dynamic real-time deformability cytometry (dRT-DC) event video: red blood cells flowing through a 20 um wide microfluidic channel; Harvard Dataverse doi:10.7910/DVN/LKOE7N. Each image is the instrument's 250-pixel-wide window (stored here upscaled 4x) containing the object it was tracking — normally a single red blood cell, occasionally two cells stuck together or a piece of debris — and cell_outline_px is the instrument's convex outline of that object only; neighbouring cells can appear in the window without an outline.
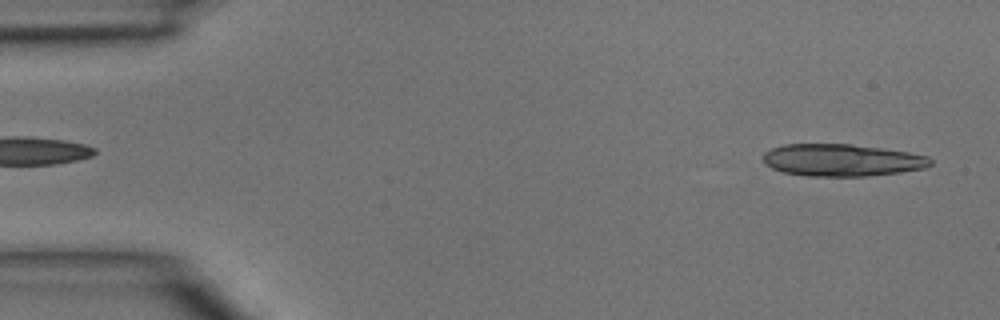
{"species": "common noctule bat (a hibernating species)", "species_latin": "Nyctalus noctula", "temperature_condition": "room temperature", "stored_images_in_passage": 45, "camera_frame_rate_fps": 3000, "um_per_image_px": 0.085, "animal": {"sex": "male", "body_mass_g": 15.6}, "frame": {"image": 1, "passage_image": 1, "time_ms": 0.0, "image_size_px": [1000, 320], "cell_outline_px": [[932, 164], [924, 168], [900, 172], [864, 176], [808, 176], [784, 172], [772, 168], [764, 164], [764, 152], [772, 148], [784, 144], [848, 144], [880, 148], [908, 152], [928, 156], [932, 160]], "centroid_in_image_um": [71.55, 13.61], "position_along_channel_um": 13.5, "area_um2": 31.21}}
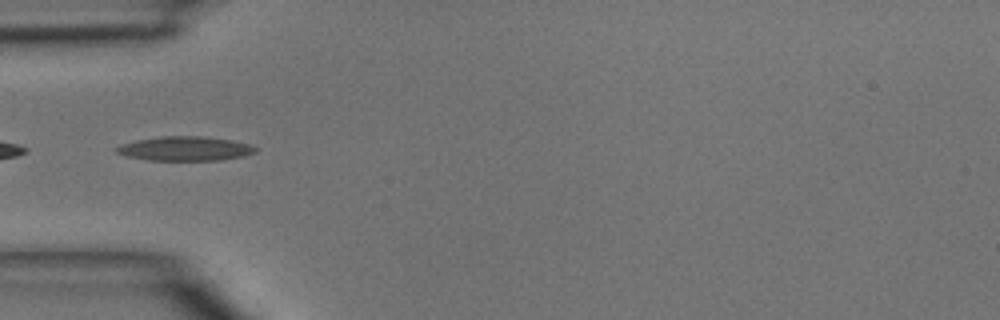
{"frame": {"image": 2, "passage_image": 13, "time_ms": 4.0, "image_size_px": [1000, 320], "cell_outline_px": [[256, 152], [240, 156], [220, 160], [148, 160], [128, 156], [116, 152], [116, 148], [120, 144], [136, 140], [160, 136], [204, 136], [232, 140], [248, 144], [256, 148]], "centroid_in_image_um": [15.7, 12.62], "position_along_channel_um": 69.3, "area_um2": 19.48}}
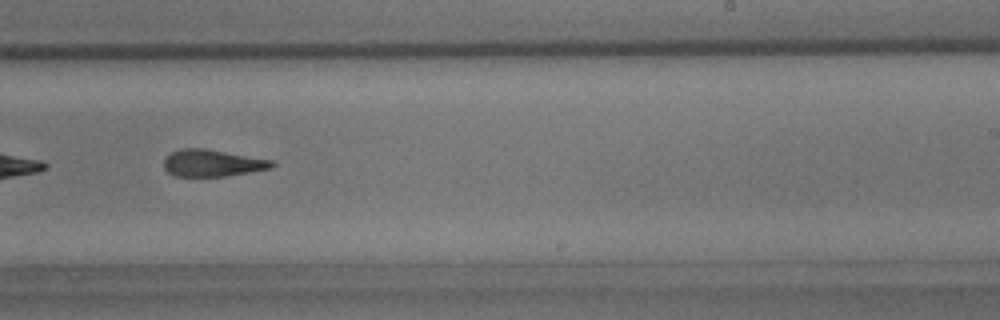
{"frame": {"image": 3, "passage_image": 27, "time_ms": 8.667, "image_size_px": [1000, 320], "cell_outline_px": [[276, 164], [272, 168], [224, 176], [176, 176], [168, 172], [164, 168], [164, 160], [172, 152], [180, 148], [204, 148], [276, 160]], "centroid_in_image_um": [18.1, 13.85], "position_along_channel_um": 270.9, "area_um2": 16.99}}